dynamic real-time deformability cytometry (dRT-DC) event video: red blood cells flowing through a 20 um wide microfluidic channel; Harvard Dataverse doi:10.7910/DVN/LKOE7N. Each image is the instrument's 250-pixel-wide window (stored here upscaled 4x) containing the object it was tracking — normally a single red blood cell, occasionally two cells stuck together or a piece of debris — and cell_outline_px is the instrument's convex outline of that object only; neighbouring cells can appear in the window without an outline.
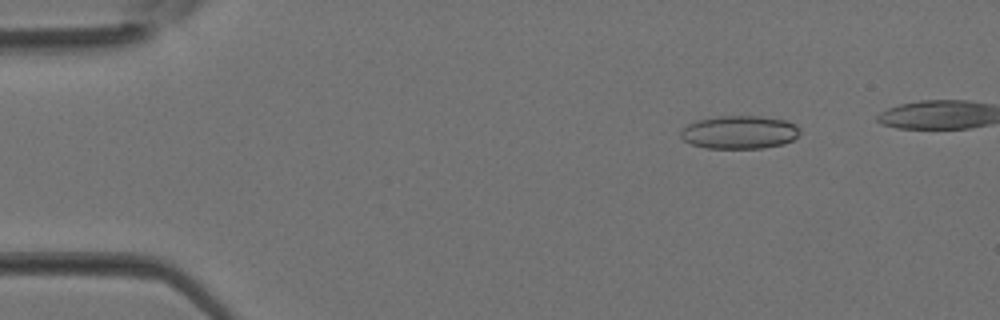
{"species": "Egyptian fruit bat (a non-hibernating species)", "species_latin": "Rousettus aegyptiacus", "temperature_condition": "room temperature", "stored_images_in_passage": 33, "camera_frame_rate_fps": 3000, "um_per_image_px": 0.085, "animal": {"sex": "female"}, "frame": {"image": 1, "passage_image": 5, "time_ms": 1.333, "image_size_px": [1000, 320], "cell_outline_px": [[800, 132], [792, 140], [784, 144], [764, 148], [704, 148], [692, 144], [684, 140], [680, 136], [680, 132], [688, 124], [696, 120], [716, 116], [760, 116], [784, 120], [796, 124], [800, 128]], "centroid_in_image_um": [62.85, 11.24], "position_along_channel_um": 22.1, "area_um2": 23.12}}
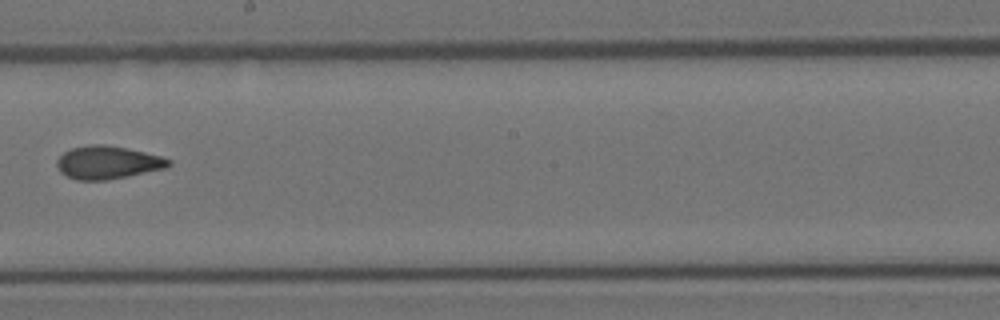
{"frame": {"image": 2, "passage_image": 21, "time_ms": 6.667, "image_size_px": [1000, 320], "cell_outline_px": [[172, 164], [164, 168], [128, 176], [104, 180], [76, 180], [60, 172], [56, 164], [56, 160], [64, 152], [72, 148], [88, 144], [104, 144], [128, 148], [160, 156], [172, 160]], "centroid_in_image_um": [9.13, 13.8], "position_along_channel_um": 239.1, "area_um2": 21.44}}
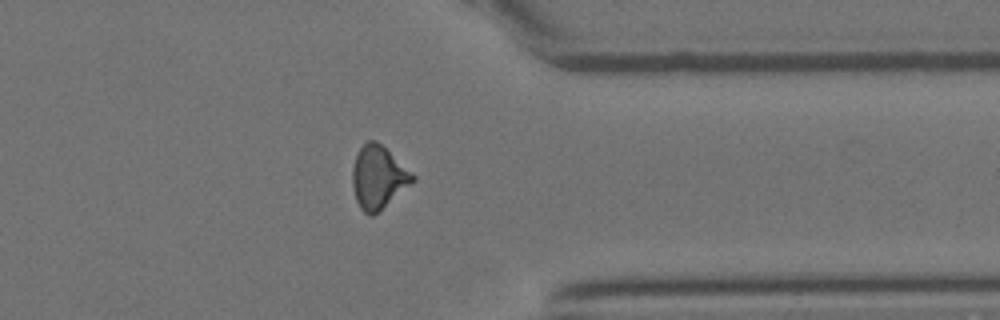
{"frame": {"image": 3, "passage_image": 29, "time_ms": 9.333, "image_size_px": [1000, 320], "cell_outline_px": [[416, 180], [372, 216], [364, 212], [360, 208], [356, 200], [352, 184], [352, 168], [356, 156], [360, 148], [368, 140], [376, 140], [416, 176]], "centroid_in_image_um": [32.14, 15.07], "position_along_channel_um": 379.3, "area_um2": 21.68}}